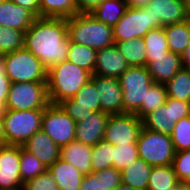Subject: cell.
Here are the masks:
<instances>
[{"mask_svg": "<svg viewBox=\"0 0 190 190\" xmlns=\"http://www.w3.org/2000/svg\"><path fill=\"white\" fill-rule=\"evenodd\" d=\"M69 43L66 18L36 17L25 32L24 47L47 70L67 60Z\"/></svg>", "mask_w": 190, "mask_h": 190, "instance_id": "1", "label": "cell"}, {"mask_svg": "<svg viewBox=\"0 0 190 190\" xmlns=\"http://www.w3.org/2000/svg\"><path fill=\"white\" fill-rule=\"evenodd\" d=\"M92 74L79 66L65 60L47 70V92L51 104L73 98L91 79Z\"/></svg>", "mask_w": 190, "mask_h": 190, "instance_id": "2", "label": "cell"}, {"mask_svg": "<svg viewBox=\"0 0 190 190\" xmlns=\"http://www.w3.org/2000/svg\"><path fill=\"white\" fill-rule=\"evenodd\" d=\"M70 41L96 50L113 46V28L91 13H77L66 19Z\"/></svg>", "mask_w": 190, "mask_h": 190, "instance_id": "3", "label": "cell"}, {"mask_svg": "<svg viewBox=\"0 0 190 190\" xmlns=\"http://www.w3.org/2000/svg\"><path fill=\"white\" fill-rule=\"evenodd\" d=\"M44 110L13 111L3 113L6 145L23 146L28 139L41 130Z\"/></svg>", "mask_w": 190, "mask_h": 190, "instance_id": "4", "label": "cell"}, {"mask_svg": "<svg viewBox=\"0 0 190 190\" xmlns=\"http://www.w3.org/2000/svg\"><path fill=\"white\" fill-rule=\"evenodd\" d=\"M5 68L11 83L47 82V69L25 47L5 54Z\"/></svg>", "mask_w": 190, "mask_h": 190, "instance_id": "5", "label": "cell"}, {"mask_svg": "<svg viewBox=\"0 0 190 190\" xmlns=\"http://www.w3.org/2000/svg\"><path fill=\"white\" fill-rule=\"evenodd\" d=\"M123 91V113L135 114L145 102L146 92L154 83L146 66L129 67L119 77Z\"/></svg>", "mask_w": 190, "mask_h": 190, "instance_id": "6", "label": "cell"}, {"mask_svg": "<svg viewBox=\"0 0 190 190\" xmlns=\"http://www.w3.org/2000/svg\"><path fill=\"white\" fill-rule=\"evenodd\" d=\"M137 149L139 157L151 166L172 165L175 150L171 136L142 128Z\"/></svg>", "mask_w": 190, "mask_h": 190, "instance_id": "7", "label": "cell"}, {"mask_svg": "<svg viewBox=\"0 0 190 190\" xmlns=\"http://www.w3.org/2000/svg\"><path fill=\"white\" fill-rule=\"evenodd\" d=\"M49 104L47 82L11 83L5 110H44Z\"/></svg>", "mask_w": 190, "mask_h": 190, "instance_id": "8", "label": "cell"}, {"mask_svg": "<svg viewBox=\"0 0 190 190\" xmlns=\"http://www.w3.org/2000/svg\"><path fill=\"white\" fill-rule=\"evenodd\" d=\"M190 116V102L167 97L164 105L142 119L143 127L170 136L175 123Z\"/></svg>", "mask_w": 190, "mask_h": 190, "instance_id": "9", "label": "cell"}, {"mask_svg": "<svg viewBox=\"0 0 190 190\" xmlns=\"http://www.w3.org/2000/svg\"><path fill=\"white\" fill-rule=\"evenodd\" d=\"M112 28L114 43H117L143 38L155 28V20L145 7H127L123 17Z\"/></svg>", "mask_w": 190, "mask_h": 190, "instance_id": "10", "label": "cell"}, {"mask_svg": "<svg viewBox=\"0 0 190 190\" xmlns=\"http://www.w3.org/2000/svg\"><path fill=\"white\" fill-rule=\"evenodd\" d=\"M41 129L61 148L75 140L76 122L59 104H49L43 111Z\"/></svg>", "mask_w": 190, "mask_h": 190, "instance_id": "11", "label": "cell"}, {"mask_svg": "<svg viewBox=\"0 0 190 190\" xmlns=\"http://www.w3.org/2000/svg\"><path fill=\"white\" fill-rule=\"evenodd\" d=\"M143 123L133 113L110 114L104 140L114 145L137 143Z\"/></svg>", "mask_w": 190, "mask_h": 190, "instance_id": "12", "label": "cell"}, {"mask_svg": "<svg viewBox=\"0 0 190 190\" xmlns=\"http://www.w3.org/2000/svg\"><path fill=\"white\" fill-rule=\"evenodd\" d=\"M20 146H0V190H22Z\"/></svg>", "mask_w": 190, "mask_h": 190, "instance_id": "13", "label": "cell"}, {"mask_svg": "<svg viewBox=\"0 0 190 190\" xmlns=\"http://www.w3.org/2000/svg\"><path fill=\"white\" fill-rule=\"evenodd\" d=\"M99 94L101 111L109 114L123 113V91L118 77L92 75Z\"/></svg>", "mask_w": 190, "mask_h": 190, "instance_id": "14", "label": "cell"}, {"mask_svg": "<svg viewBox=\"0 0 190 190\" xmlns=\"http://www.w3.org/2000/svg\"><path fill=\"white\" fill-rule=\"evenodd\" d=\"M144 7L150 11L155 20V28L182 23L190 19V14L186 11L182 0H151Z\"/></svg>", "mask_w": 190, "mask_h": 190, "instance_id": "15", "label": "cell"}, {"mask_svg": "<svg viewBox=\"0 0 190 190\" xmlns=\"http://www.w3.org/2000/svg\"><path fill=\"white\" fill-rule=\"evenodd\" d=\"M109 117V113L96 111L92 115L76 123L75 140L83 144L95 146L104 138Z\"/></svg>", "mask_w": 190, "mask_h": 190, "instance_id": "16", "label": "cell"}, {"mask_svg": "<svg viewBox=\"0 0 190 190\" xmlns=\"http://www.w3.org/2000/svg\"><path fill=\"white\" fill-rule=\"evenodd\" d=\"M129 67V64L114 44L113 46L97 50L96 64L92 75L119 78Z\"/></svg>", "mask_w": 190, "mask_h": 190, "instance_id": "17", "label": "cell"}, {"mask_svg": "<svg viewBox=\"0 0 190 190\" xmlns=\"http://www.w3.org/2000/svg\"><path fill=\"white\" fill-rule=\"evenodd\" d=\"M154 83L166 84L183 68L182 57L168 51L165 55L153 57L146 65Z\"/></svg>", "mask_w": 190, "mask_h": 190, "instance_id": "18", "label": "cell"}, {"mask_svg": "<svg viewBox=\"0 0 190 190\" xmlns=\"http://www.w3.org/2000/svg\"><path fill=\"white\" fill-rule=\"evenodd\" d=\"M22 147L48 168L60 158V147L42 129L33 134Z\"/></svg>", "mask_w": 190, "mask_h": 190, "instance_id": "19", "label": "cell"}, {"mask_svg": "<svg viewBox=\"0 0 190 190\" xmlns=\"http://www.w3.org/2000/svg\"><path fill=\"white\" fill-rule=\"evenodd\" d=\"M35 18L29 10L11 0L0 3V26L26 32Z\"/></svg>", "mask_w": 190, "mask_h": 190, "instance_id": "20", "label": "cell"}, {"mask_svg": "<svg viewBox=\"0 0 190 190\" xmlns=\"http://www.w3.org/2000/svg\"><path fill=\"white\" fill-rule=\"evenodd\" d=\"M59 190H79L84 174L71 163L59 158L49 168Z\"/></svg>", "mask_w": 190, "mask_h": 190, "instance_id": "21", "label": "cell"}, {"mask_svg": "<svg viewBox=\"0 0 190 190\" xmlns=\"http://www.w3.org/2000/svg\"><path fill=\"white\" fill-rule=\"evenodd\" d=\"M93 146L73 140L60 148V158L71 163L84 175L92 172L91 155Z\"/></svg>", "mask_w": 190, "mask_h": 190, "instance_id": "22", "label": "cell"}, {"mask_svg": "<svg viewBox=\"0 0 190 190\" xmlns=\"http://www.w3.org/2000/svg\"><path fill=\"white\" fill-rule=\"evenodd\" d=\"M121 183V171L109 167L85 175L79 190H114Z\"/></svg>", "mask_w": 190, "mask_h": 190, "instance_id": "23", "label": "cell"}, {"mask_svg": "<svg viewBox=\"0 0 190 190\" xmlns=\"http://www.w3.org/2000/svg\"><path fill=\"white\" fill-rule=\"evenodd\" d=\"M153 166L138 157L125 169L121 170L122 183L139 190H147Z\"/></svg>", "mask_w": 190, "mask_h": 190, "instance_id": "24", "label": "cell"}, {"mask_svg": "<svg viewBox=\"0 0 190 190\" xmlns=\"http://www.w3.org/2000/svg\"><path fill=\"white\" fill-rule=\"evenodd\" d=\"M169 51L182 55L190 44V19L164 27Z\"/></svg>", "mask_w": 190, "mask_h": 190, "instance_id": "25", "label": "cell"}, {"mask_svg": "<svg viewBox=\"0 0 190 190\" xmlns=\"http://www.w3.org/2000/svg\"><path fill=\"white\" fill-rule=\"evenodd\" d=\"M130 67L146 66V45L143 38H135L115 43Z\"/></svg>", "mask_w": 190, "mask_h": 190, "instance_id": "26", "label": "cell"}, {"mask_svg": "<svg viewBox=\"0 0 190 190\" xmlns=\"http://www.w3.org/2000/svg\"><path fill=\"white\" fill-rule=\"evenodd\" d=\"M125 0H103L91 14L102 23L113 27L127 9Z\"/></svg>", "mask_w": 190, "mask_h": 190, "instance_id": "27", "label": "cell"}, {"mask_svg": "<svg viewBox=\"0 0 190 190\" xmlns=\"http://www.w3.org/2000/svg\"><path fill=\"white\" fill-rule=\"evenodd\" d=\"M60 106H83L96 111H101L99 94L95 82L90 79L73 98L63 100Z\"/></svg>", "mask_w": 190, "mask_h": 190, "instance_id": "28", "label": "cell"}, {"mask_svg": "<svg viewBox=\"0 0 190 190\" xmlns=\"http://www.w3.org/2000/svg\"><path fill=\"white\" fill-rule=\"evenodd\" d=\"M179 184L172 165L154 166L150 173L147 190H171Z\"/></svg>", "mask_w": 190, "mask_h": 190, "instance_id": "29", "label": "cell"}, {"mask_svg": "<svg viewBox=\"0 0 190 190\" xmlns=\"http://www.w3.org/2000/svg\"><path fill=\"white\" fill-rule=\"evenodd\" d=\"M40 17L70 18L76 15L75 0H39Z\"/></svg>", "mask_w": 190, "mask_h": 190, "instance_id": "30", "label": "cell"}, {"mask_svg": "<svg viewBox=\"0 0 190 190\" xmlns=\"http://www.w3.org/2000/svg\"><path fill=\"white\" fill-rule=\"evenodd\" d=\"M143 40L146 45V65L148 61L153 60V57L163 56L169 51L164 27L151 29Z\"/></svg>", "mask_w": 190, "mask_h": 190, "instance_id": "31", "label": "cell"}, {"mask_svg": "<svg viewBox=\"0 0 190 190\" xmlns=\"http://www.w3.org/2000/svg\"><path fill=\"white\" fill-rule=\"evenodd\" d=\"M167 97L180 101L190 102V70L180 69L171 81L164 84Z\"/></svg>", "mask_w": 190, "mask_h": 190, "instance_id": "32", "label": "cell"}, {"mask_svg": "<svg viewBox=\"0 0 190 190\" xmlns=\"http://www.w3.org/2000/svg\"><path fill=\"white\" fill-rule=\"evenodd\" d=\"M96 52L97 50L94 48L70 41L67 60L93 74L96 64Z\"/></svg>", "mask_w": 190, "mask_h": 190, "instance_id": "33", "label": "cell"}, {"mask_svg": "<svg viewBox=\"0 0 190 190\" xmlns=\"http://www.w3.org/2000/svg\"><path fill=\"white\" fill-rule=\"evenodd\" d=\"M166 99L167 91L165 85L153 83L146 92L145 102L142 103L135 115L142 120L146 115L164 105Z\"/></svg>", "mask_w": 190, "mask_h": 190, "instance_id": "34", "label": "cell"}, {"mask_svg": "<svg viewBox=\"0 0 190 190\" xmlns=\"http://www.w3.org/2000/svg\"><path fill=\"white\" fill-rule=\"evenodd\" d=\"M47 170L48 167L34 154L20 146V174L23 184L45 173Z\"/></svg>", "mask_w": 190, "mask_h": 190, "instance_id": "35", "label": "cell"}, {"mask_svg": "<svg viewBox=\"0 0 190 190\" xmlns=\"http://www.w3.org/2000/svg\"><path fill=\"white\" fill-rule=\"evenodd\" d=\"M113 145L104 139L93 146L91 155L92 172L112 167Z\"/></svg>", "mask_w": 190, "mask_h": 190, "instance_id": "36", "label": "cell"}, {"mask_svg": "<svg viewBox=\"0 0 190 190\" xmlns=\"http://www.w3.org/2000/svg\"><path fill=\"white\" fill-rule=\"evenodd\" d=\"M25 32L0 26V54L24 48Z\"/></svg>", "mask_w": 190, "mask_h": 190, "instance_id": "37", "label": "cell"}, {"mask_svg": "<svg viewBox=\"0 0 190 190\" xmlns=\"http://www.w3.org/2000/svg\"><path fill=\"white\" fill-rule=\"evenodd\" d=\"M138 157L139 153L136 143L114 145L112 167L121 171Z\"/></svg>", "mask_w": 190, "mask_h": 190, "instance_id": "38", "label": "cell"}, {"mask_svg": "<svg viewBox=\"0 0 190 190\" xmlns=\"http://www.w3.org/2000/svg\"><path fill=\"white\" fill-rule=\"evenodd\" d=\"M170 136L175 152L190 150V116L177 121Z\"/></svg>", "mask_w": 190, "mask_h": 190, "instance_id": "39", "label": "cell"}, {"mask_svg": "<svg viewBox=\"0 0 190 190\" xmlns=\"http://www.w3.org/2000/svg\"><path fill=\"white\" fill-rule=\"evenodd\" d=\"M172 167L180 183H190V150L175 152Z\"/></svg>", "mask_w": 190, "mask_h": 190, "instance_id": "40", "label": "cell"}, {"mask_svg": "<svg viewBox=\"0 0 190 190\" xmlns=\"http://www.w3.org/2000/svg\"><path fill=\"white\" fill-rule=\"evenodd\" d=\"M22 190H59L52 174L47 170L23 184Z\"/></svg>", "mask_w": 190, "mask_h": 190, "instance_id": "41", "label": "cell"}, {"mask_svg": "<svg viewBox=\"0 0 190 190\" xmlns=\"http://www.w3.org/2000/svg\"><path fill=\"white\" fill-rule=\"evenodd\" d=\"M10 86L11 81L6 75L5 54H0V114L5 111Z\"/></svg>", "mask_w": 190, "mask_h": 190, "instance_id": "42", "label": "cell"}, {"mask_svg": "<svg viewBox=\"0 0 190 190\" xmlns=\"http://www.w3.org/2000/svg\"><path fill=\"white\" fill-rule=\"evenodd\" d=\"M62 109L76 122H80L94 113L93 110L83 106H61Z\"/></svg>", "mask_w": 190, "mask_h": 190, "instance_id": "43", "label": "cell"}, {"mask_svg": "<svg viewBox=\"0 0 190 190\" xmlns=\"http://www.w3.org/2000/svg\"><path fill=\"white\" fill-rule=\"evenodd\" d=\"M103 0H75L78 13H91Z\"/></svg>", "mask_w": 190, "mask_h": 190, "instance_id": "44", "label": "cell"}, {"mask_svg": "<svg viewBox=\"0 0 190 190\" xmlns=\"http://www.w3.org/2000/svg\"><path fill=\"white\" fill-rule=\"evenodd\" d=\"M16 5L29 10L35 17H40V2L39 0H11Z\"/></svg>", "mask_w": 190, "mask_h": 190, "instance_id": "45", "label": "cell"}, {"mask_svg": "<svg viewBox=\"0 0 190 190\" xmlns=\"http://www.w3.org/2000/svg\"><path fill=\"white\" fill-rule=\"evenodd\" d=\"M181 57H182L183 68L190 70V44L186 47Z\"/></svg>", "mask_w": 190, "mask_h": 190, "instance_id": "46", "label": "cell"}, {"mask_svg": "<svg viewBox=\"0 0 190 190\" xmlns=\"http://www.w3.org/2000/svg\"><path fill=\"white\" fill-rule=\"evenodd\" d=\"M151 0H125L128 7H144L146 6Z\"/></svg>", "mask_w": 190, "mask_h": 190, "instance_id": "47", "label": "cell"}, {"mask_svg": "<svg viewBox=\"0 0 190 190\" xmlns=\"http://www.w3.org/2000/svg\"><path fill=\"white\" fill-rule=\"evenodd\" d=\"M6 145V137L3 128V114H0V146Z\"/></svg>", "mask_w": 190, "mask_h": 190, "instance_id": "48", "label": "cell"}, {"mask_svg": "<svg viewBox=\"0 0 190 190\" xmlns=\"http://www.w3.org/2000/svg\"><path fill=\"white\" fill-rule=\"evenodd\" d=\"M114 190H139V189H136V188H133L131 186H128V185L121 183Z\"/></svg>", "mask_w": 190, "mask_h": 190, "instance_id": "49", "label": "cell"}, {"mask_svg": "<svg viewBox=\"0 0 190 190\" xmlns=\"http://www.w3.org/2000/svg\"><path fill=\"white\" fill-rule=\"evenodd\" d=\"M182 1L185 5L186 11L190 14V0H182Z\"/></svg>", "mask_w": 190, "mask_h": 190, "instance_id": "50", "label": "cell"}, {"mask_svg": "<svg viewBox=\"0 0 190 190\" xmlns=\"http://www.w3.org/2000/svg\"><path fill=\"white\" fill-rule=\"evenodd\" d=\"M182 190H190V183H182Z\"/></svg>", "mask_w": 190, "mask_h": 190, "instance_id": "51", "label": "cell"}, {"mask_svg": "<svg viewBox=\"0 0 190 190\" xmlns=\"http://www.w3.org/2000/svg\"><path fill=\"white\" fill-rule=\"evenodd\" d=\"M171 190H182V183H180L178 186H176L175 188Z\"/></svg>", "mask_w": 190, "mask_h": 190, "instance_id": "52", "label": "cell"}]
</instances>
